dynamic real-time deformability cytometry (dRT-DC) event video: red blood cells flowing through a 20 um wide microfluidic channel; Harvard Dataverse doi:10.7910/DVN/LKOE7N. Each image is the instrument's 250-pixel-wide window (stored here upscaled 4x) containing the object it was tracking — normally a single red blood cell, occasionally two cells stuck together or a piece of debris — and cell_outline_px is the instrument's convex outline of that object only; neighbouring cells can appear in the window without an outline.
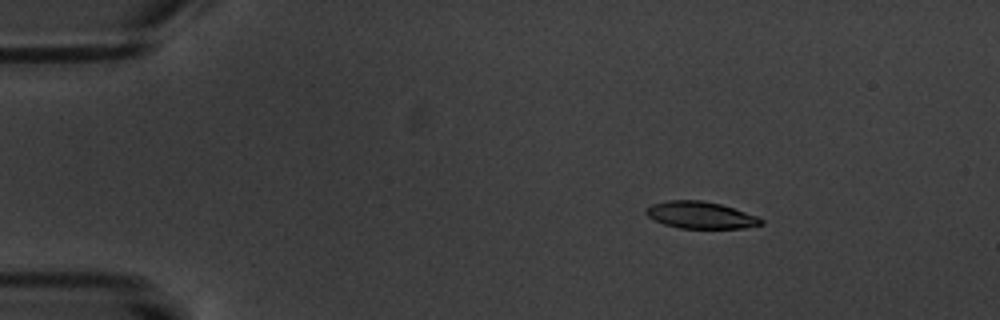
{"species": "common noctule bat (a hibernating species)", "species_latin": "Nyctalus noctula", "temperature_condition": "warm", "stored_images_in_passage": 7, "camera_frame_rate_fps": 3000, "um_per_image_px": 0.085, "animal": {"sex": "male", "body_mass_g": 20.1, "forearm_length_mm": 53.5}, "frame": {"image": 1, "passage_image": 3, "time_ms": 2.333, "image_size_px": [1000, 320], "cell_outline_px": [[764, 224], [744, 228], [680, 228], [664, 224], [648, 216], [644, 212], [644, 208], [652, 204], [668, 200], [700, 200], [720, 204], [756, 216], [764, 220]], "centroid_in_image_um": [59.52, 18.28], "position_along_channel_um": 25.5, "area_um2": 17.92}}
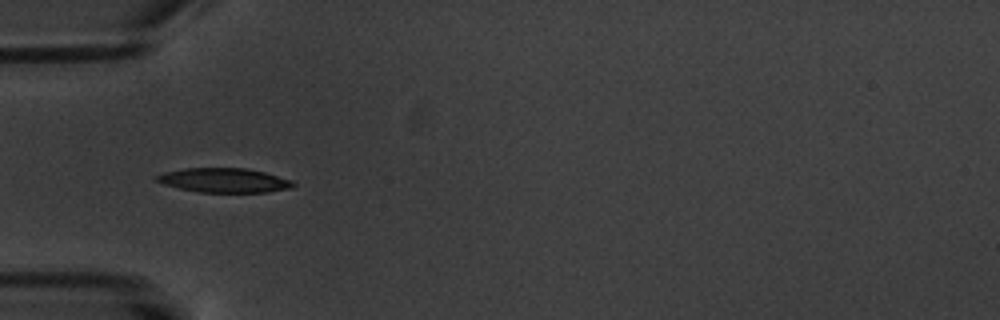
{"frame": {"image": 2, "passage_image": 6, "time_ms": 5.667, "image_size_px": [1000, 320], "cell_outline_px": [[296, 184], [292, 188], [268, 192], [200, 192], [180, 188], [164, 184], [156, 180], [152, 176], [164, 172], [184, 168], [244, 168], [264, 172], [292, 180]], "centroid_in_image_um": [19.04, 15.32], "position_along_channel_um": 66.0, "area_um2": 19.36}}